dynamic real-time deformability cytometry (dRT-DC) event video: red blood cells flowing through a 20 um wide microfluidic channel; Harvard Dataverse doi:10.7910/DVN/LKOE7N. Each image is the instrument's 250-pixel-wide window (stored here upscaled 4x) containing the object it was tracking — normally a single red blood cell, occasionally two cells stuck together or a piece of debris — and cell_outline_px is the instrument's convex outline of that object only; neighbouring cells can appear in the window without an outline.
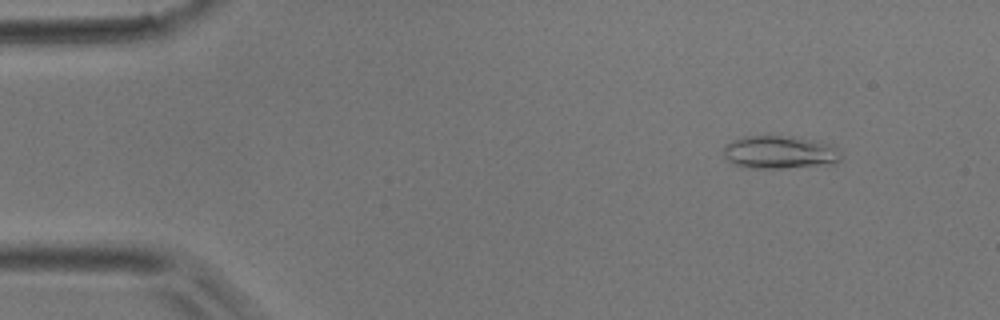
{"species": "common noctule bat (a hibernating species)", "species_latin": "Nyctalus noctula", "temperature_condition": "room temperature", "stored_images_in_passage": 45, "camera_frame_rate_fps": 3000, "um_per_image_px": 0.085, "animal": {"sex": "male", "body_mass_g": 17.9}, "frame": {"image": 1, "passage_image": 5, "time_ms": 1.333, "image_size_px": [1000, 320], "cell_outline_px": [[844, 156], [836, 164], [780, 168], [748, 168], [736, 164], [728, 160], [724, 156], [724, 148], [732, 140], [744, 136], [780, 136], [832, 144], [840, 148]], "centroid_in_image_um": [66.34, 12.96], "position_along_channel_um": 18.7, "area_um2": 22.48}}
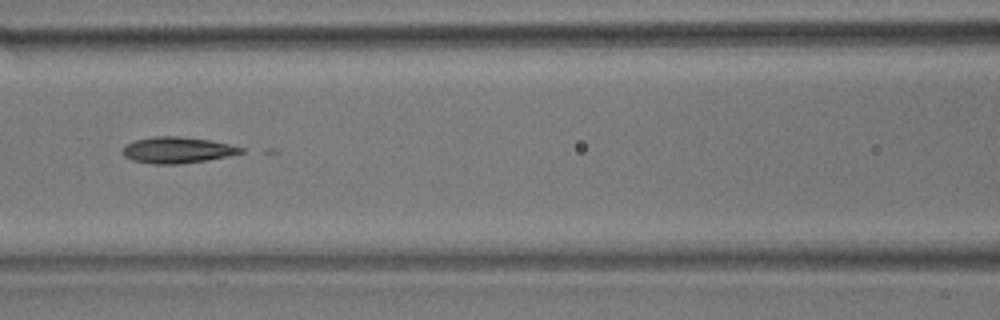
{"frame": {"image": 2, "passage_image": 20, "time_ms": 6.333, "image_size_px": [1000, 320], "cell_outline_px": [[244, 152], [228, 156], [208, 160], [180, 164], [156, 164], [132, 160], [124, 156], [120, 152], [120, 148], [124, 144], [136, 140], [152, 136], [180, 136], [208, 140], [228, 144], [244, 148]], "centroid_in_image_um": [15.01, 12.75], "position_along_channel_um": 151.6, "area_um2": 18.21}}
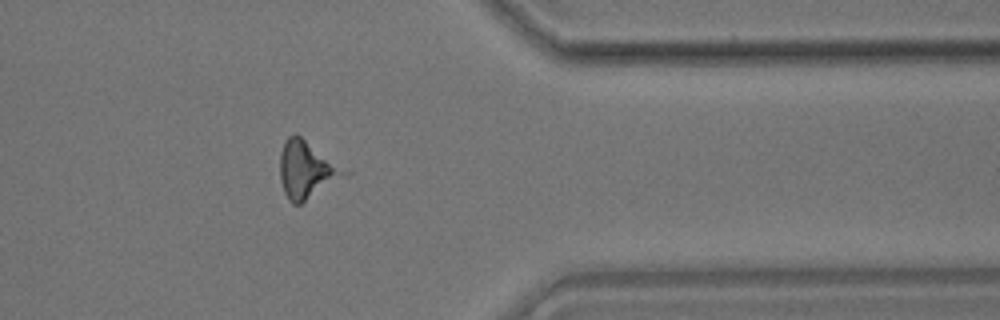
{"frame": {"image": 3, "passage_image": 37, "time_ms": 12.0, "image_size_px": [1000, 320], "cell_outline_px": [[352, 172], [300, 204], [292, 204], [288, 200], [284, 192], [280, 180], [280, 152], [288, 136], [296, 132]], "centroid_in_image_um": [26.08, 14.41], "position_along_channel_um": 385.3, "area_um2": 21.73}}